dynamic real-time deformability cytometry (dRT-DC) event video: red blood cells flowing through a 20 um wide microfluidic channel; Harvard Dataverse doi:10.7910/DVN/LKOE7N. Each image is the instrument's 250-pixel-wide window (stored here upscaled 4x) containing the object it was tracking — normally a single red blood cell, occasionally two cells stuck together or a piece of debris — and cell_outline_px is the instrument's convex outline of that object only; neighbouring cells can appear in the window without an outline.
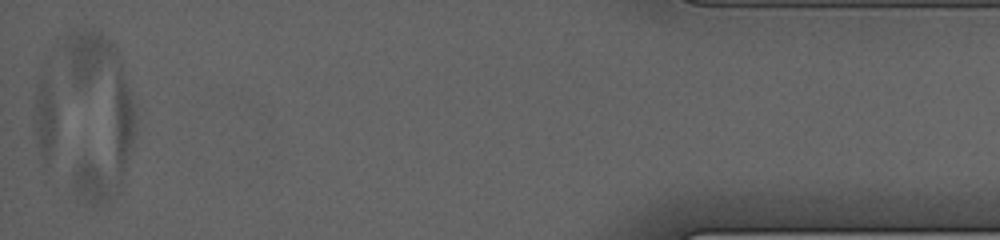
{"species": "human", "species_latin": "Homo sapiens", "temperature_condition": "cold", "stored_images_in_passage": 42, "segment_of_instrument_passage": [2, 2], "camera_frame_rate_fps": 3000, "um_per_image_px": 0.085, "donor": {"sex": "male"}, "frame": {"image": 1, "passage_image": 42, "time_ms": 14.667, "image_size_px": [1000, 240], "cell_outline_px": [[136, 132], [120, 184], [108, 200], [100, 204], [84, 204], [72, 188], [76, 172], [116, 76], [120, 68], [128, 88], [132, 100], [136, 116]], "centroid_in_image_um": [9.15, 12.5], "position_along_channel_um": 426.1, "area_um2": 33.7}}